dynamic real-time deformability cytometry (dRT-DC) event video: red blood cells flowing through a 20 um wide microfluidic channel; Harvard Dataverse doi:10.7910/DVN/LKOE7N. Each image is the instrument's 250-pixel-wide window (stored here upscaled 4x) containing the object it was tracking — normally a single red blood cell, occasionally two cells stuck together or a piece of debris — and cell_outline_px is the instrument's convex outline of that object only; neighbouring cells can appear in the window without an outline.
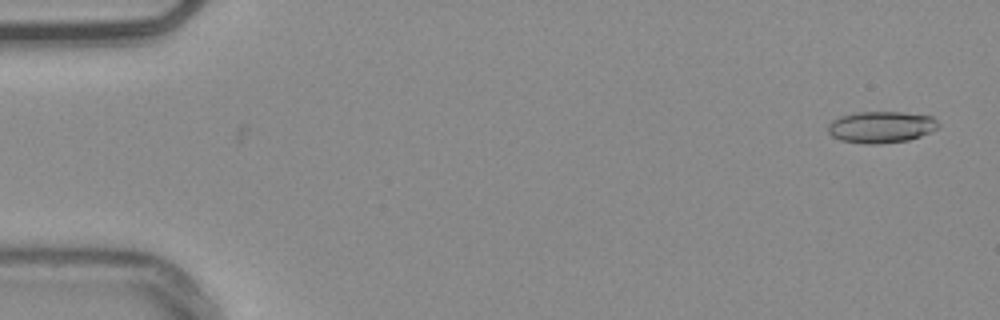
{"species": "common noctule bat (a hibernating species)", "species_latin": "Nyctalus noctula", "temperature_condition": "warm", "stored_images_in_passage": 6, "camera_frame_rate_fps": 3000, "um_per_image_px": 0.085, "animal": {"sex": "male", "body_mass_g": 20.4}, "frame": {"image": 1, "passage_image": 6, "time_ms": 1.667, "image_size_px": [1000, 320], "cell_outline_px": [[940, 128], [920, 136], [908, 140], [880, 144], [864, 144], [840, 140], [832, 136], [828, 132], [828, 124], [832, 120], [840, 116], [856, 112], [904, 112], [932, 116], [940, 124]], "centroid_in_image_um": [74.9, 10.8], "position_along_channel_um": 10.1, "area_um2": 20.52}}